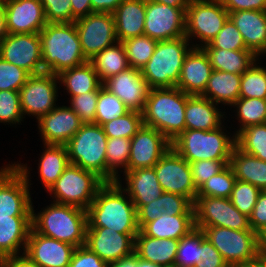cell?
Instances as JSON below:
<instances>
[{"label":"cell","mask_w":266,"mask_h":267,"mask_svg":"<svg viewBox=\"0 0 266 267\" xmlns=\"http://www.w3.org/2000/svg\"><path fill=\"white\" fill-rule=\"evenodd\" d=\"M87 227H106L122 234H138L137 210L116 182H105L87 208Z\"/></svg>","instance_id":"6da1fadb"},{"label":"cell","mask_w":266,"mask_h":267,"mask_svg":"<svg viewBox=\"0 0 266 267\" xmlns=\"http://www.w3.org/2000/svg\"><path fill=\"white\" fill-rule=\"evenodd\" d=\"M32 203L31 225L46 237L80 247L86 243L87 211L51 201L37 213Z\"/></svg>","instance_id":"7a4b0ae2"},{"label":"cell","mask_w":266,"mask_h":267,"mask_svg":"<svg viewBox=\"0 0 266 267\" xmlns=\"http://www.w3.org/2000/svg\"><path fill=\"white\" fill-rule=\"evenodd\" d=\"M39 36L43 72L58 75L88 61L83 55L75 22L47 23Z\"/></svg>","instance_id":"3957f363"},{"label":"cell","mask_w":266,"mask_h":267,"mask_svg":"<svg viewBox=\"0 0 266 267\" xmlns=\"http://www.w3.org/2000/svg\"><path fill=\"white\" fill-rule=\"evenodd\" d=\"M189 94L177 87L151 88L143 124L161 132L170 142L185 131V108Z\"/></svg>","instance_id":"277c9868"},{"label":"cell","mask_w":266,"mask_h":267,"mask_svg":"<svg viewBox=\"0 0 266 267\" xmlns=\"http://www.w3.org/2000/svg\"><path fill=\"white\" fill-rule=\"evenodd\" d=\"M224 128L225 124L211 131L185 130L171 142V146L189 163L200 160L229 161L236 146V135Z\"/></svg>","instance_id":"5b68a950"},{"label":"cell","mask_w":266,"mask_h":267,"mask_svg":"<svg viewBox=\"0 0 266 267\" xmlns=\"http://www.w3.org/2000/svg\"><path fill=\"white\" fill-rule=\"evenodd\" d=\"M192 48L185 36L158 41L150 60L141 69L149 87H176L184 59Z\"/></svg>","instance_id":"8992f818"},{"label":"cell","mask_w":266,"mask_h":267,"mask_svg":"<svg viewBox=\"0 0 266 267\" xmlns=\"http://www.w3.org/2000/svg\"><path fill=\"white\" fill-rule=\"evenodd\" d=\"M107 140L101 125L83 123L76 134L65 144L69 163L91 171L107 182Z\"/></svg>","instance_id":"52a82bcc"},{"label":"cell","mask_w":266,"mask_h":267,"mask_svg":"<svg viewBox=\"0 0 266 267\" xmlns=\"http://www.w3.org/2000/svg\"><path fill=\"white\" fill-rule=\"evenodd\" d=\"M14 163V164H13ZM10 161L0 167V218L31 216V174L27 163Z\"/></svg>","instance_id":"ba28073f"},{"label":"cell","mask_w":266,"mask_h":267,"mask_svg":"<svg viewBox=\"0 0 266 267\" xmlns=\"http://www.w3.org/2000/svg\"><path fill=\"white\" fill-rule=\"evenodd\" d=\"M104 183L95 173L69 164L47 193L53 202L87 210Z\"/></svg>","instance_id":"9c48e42d"},{"label":"cell","mask_w":266,"mask_h":267,"mask_svg":"<svg viewBox=\"0 0 266 267\" xmlns=\"http://www.w3.org/2000/svg\"><path fill=\"white\" fill-rule=\"evenodd\" d=\"M228 18L221 1L191 2L186 9L185 37L194 48H202L216 37Z\"/></svg>","instance_id":"30bf717a"},{"label":"cell","mask_w":266,"mask_h":267,"mask_svg":"<svg viewBox=\"0 0 266 267\" xmlns=\"http://www.w3.org/2000/svg\"><path fill=\"white\" fill-rule=\"evenodd\" d=\"M209 242L219 251L228 266L256 259L257 233L253 230H233L226 227H205L202 230Z\"/></svg>","instance_id":"8fae6325"},{"label":"cell","mask_w":266,"mask_h":267,"mask_svg":"<svg viewBox=\"0 0 266 267\" xmlns=\"http://www.w3.org/2000/svg\"><path fill=\"white\" fill-rule=\"evenodd\" d=\"M195 228L226 227L252 230L249 217L241 213L230 198L196 196L193 203Z\"/></svg>","instance_id":"7c38bea8"},{"label":"cell","mask_w":266,"mask_h":267,"mask_svg":"<svg viewBox=\"0 0 266 267\" xmlns=\"http://www.w3.org/2000/svg\"><path fill=\"white\" fill-rule=\"evenodd\" d=\"M58 84V76L49 72L30 75L19 91L24 117L32 115L37 121L54 109L61 89Z\"/></svg>","instance_id":"4fadbf2b"},{"label":"cell","mask_w":266,"mask_h":267,"mask_svg":"<svg viewBox=\"0 0 266 267\" xmlns=\"http://www.w3.org/2000/svg\"><path fill=\"white\" fill-rule=\"evenodd\" d=\"M75 25L83 55L88 61L118 41L112 13L94 12L76 19Z\"/></svg>","instance_id":"5bb4252c"},{"label":"cell","mask_w":266,"mask_h":267,"mask_svg":"<svg viewBox=\"0 0 266 267\" xmlns=\"http://www.w3.org/2000/svg\"><path fill=\"white\" fill-rule=\"evenodd\" d=\"M153 168L164 192L182 195L194 203L198 190L190 164L172 146Z\"/></svg>","instance_id":"9a60e30c"},{"label":"cell","mask_w":266,"mask_h":267,"mask_svg":"<svg viewBox=\"0 0 266 267\" xmlns=\"http://www.w3.org/2000/svg\"><path fill=\"white\" fill-rule=\"evenodd\" d=\"M186 10L146 0L144 35L165 41L185 36Z\"/></svg>","instance_id":"2e32d148"},{"label":"cell","mask_w":266,"mask_h":267,"mask_svg":"<svg viewBox=\"0 0 266 267\" xmlns=\"http://www.w3.org/2000/svg\"><path fill=\"white\" fill-rule=\"evenodd\" d=\"M0 57L30 75L43 72L39 33L8 34L0 41Z\"/></svg>","instance_id":"e0dca14e"},{"label":"cell","mask_w":266,"mask_h":267,"mask_svg":"<svg viewBox=\"0 0 266 267\" xmlns=\"http://www.w3.org/2000/svg\"><path fill=\"white\" fill-rule=\"evenodd\" d=\"M136 235L106 227H87L85 245L110 265L134 254Z\"/></svg>","instance_id":"ac0fdd59"},{"label":"cell","mask_w":266,"mask_h":267,"mask_svg":"<svg viewBox=\"0 0 266 267\" xmlns=\"http://www.w3.org/2000/svg\"><path fill=\"white\" fill-rule=\"evenodd\" d=\"M171 148V142L155 128L143 125L131 138L127 171L154 167Z\"/></svg>","instance_id":"d6986e66"},{"label":"cell","mask_w":266,"mask_h":267,"mask_svg":"<svg viewBox=\"0 0 266 267\" xmlns=\"http://www.w3.org/2000/svg\"><path fill=\"white\" fill-rule=\"evenodd\" d=\"M2 8L8 34L39 33L47 24L40 0H7Z\"/></svg>","instance_id":"ffe728a7"},{"label":"cell","mask_w":266,"mask_h":267,"mask_svg":"<svg viewBox=\"0 0 266 267\" xmlns=\"http://www.w3.org/2000/svg\"><path fill=\"white\" fill-rule=\"evenodd\" d=\"M35 122L42 143L54 145H65L83 124L79 116L65 105H57Z\"/></svg>","instance_id":"44dd1931"},{"label":"cell","mask_w":266,"mask_h":267,"mask_svg":"<svg viewBox=\"0 0 266 267\" xmlns=\"http://www.w3.org/2000/svg\"><path fill=\"white\" fill-rule=\"evenodd\" d=\"M76 247L54 238L29 231L24 255L41 267H69Z\"/></svg>","instance_id":"7402d4cb"},{"label":"cell","mask_w":266,"mask_h":267,"mask_svg":"<svg viewBox=\"0 0 266 267\" xmlns=\"http://www.w3.org/2000/svg\"><path fill=\"white\" fill-rule=\"evenodd\" d=\"M103 86L116 95L128 109L141 113L151 89L141 70L131 67L106 80Z\"/></svg>","instance_id":"603a6c76"},{"label":"cell","mask_w":266,"mask_h":267,"mask_svg":"<svg viewBox=\"0 0 266 267\" xmlns=\"http://www.w3.org/2000/svg\"><path fill=\"white\" fill-rule=\"evenodd\" d=\"M122 176L117 183L127 192L136 210L164 193L153 167L126 171Z\"/></svg>","instance_id":"cb8c5ba5"},{"label":"cell","mask_w":266,"mask_h":267,"mask_svg":"<svg viewBox=\"0 0 266 267\" xmlns=\"http://www.w3.org/2000/svg\"><path fill=\"white\" fill-rule=\"evenodd\" d=\"M213 68L202 48H192L184 59L176 87L189 95H201Z\"/></svg>","instance_id":"d4e9b609"},{"label":"cell","mask_w":266,"mask_h":267,"mask_svg":"<svg viewBox=\"0 0 266 267\" xmlns=\"http://www.w3.org/2000/svg\"><path fill=\"white\" fill-rule=\"evenodd\" d=\"M246 48L258 58L266 54V11L244 10L229 13ZM266 56V55H265Z\"/></svg>","instance_id":"484cf974"},{"label":"cell","mask_w":266,"mask_h":267,"mask_svg":"<svg viewBox=\"0 0 266 267\" xmlns=\"http://www.w3.org/2000/svg\"><path fill=\"white\" fill-rule=\"evenodd\" d=\"M220 110V106L211 100L200 95H190L185 108V130L211 131L221 127L227 113L226 109L224 112Z\"/></svg>","instance_id":"4316f807"},{"label":"cell","mask_w":266,"mask_h":267,"mask_svg":"<svg viewBox=\"0 0 266 267\" xmlns=\"http://www.w3.org/2000/svg\"><path fill=\"white\" fill-rule=\"evenodd\" d=\"M31 227V216L0 218V257L3 260L24 254Z\"/></svg>","instance_id":"83f0119b"},{"label":"cell","mask_w":266,"mask_h":267,"mask_svg":"<svg viewBox=\"0 0 266 267\" xmlns=\"http://www.w3.org/2000/svg\"><path fill=\"white\" fill-rule=\"evenodd\" d=\"M146 0H123L112 13L117 40L123 42L144 34Z\"/></svg>","instance_id":"f1b7e54d"},{"label":"cell","mask_w":266,"mask_h":267,"mask_svg":"<svg viewBox=\"0 0 266 267\" xmlns=\"http://www.w3.org/2000/svg\"><path fill=\"white\" fill-rule=\"evenodd\" d=\"M178 246L179 240L153 238L139 231L135 237L134 254L142 260L167 267L174 265Z\"/></svg>","instance_id":"f546056e"},{"label":"cell","mask_w":266,"mask_h":267,"mask_svg":"<svg viewBox=\"0 0 266 267\" xmlns=\"http://www.w3.org/2000/svg\"><path fill=\"white\" fill-rule=\"evenodd\" d=\"M241 75L213 70L204 92L200 95L216 105L231 106L240 95Z\"/></svg>","instance_id":"4dcf8cb0"},{"label":"cell","mask_w":266,"mask_h":267,"mask_svg":"<svg viewBox=\"0 0 266 267\" xmlns=\"http://www.w3.org/2000/svg\"><path fill=\"white\" fill-rule=\"evenodd\" d=\"M195 228L194 215H160L155 220L146 223L140 231L158 239L180 240Z\"/></svg>","instance_id":"1f68e13d"},{"label":"cell","mask_w":266,"mask_h":267,"mask_svg":"<svg viewBox=\"0 0 266 267\" xmlns=\"http://www.w3.org/2000/svg\"><path fill=\"white\" fill-rule=\"evenodd\" d=\"M57 76L59 86L64 87L70 98L90 91H99L103 86L90 61L61 71Z\"/></svg>","instance_id":"d6a6232c"},{"label":"cell","mask_w":266,"mask_h":267,"mask_svg":"<svg viewBox=\"0 0 266 267\" xmlns=\"http://www.w3.org/2000/svg\"><path fill=\"white\" fill-rule=\"evenodd\" d=\"M228 165L236 180L249 182L261 191L266 190V161L247 154L235 146Z\"/></svg>","instance_id":"836d02e7"},{"label":"cell","mask_w":266,"mask_h":267,"mask_svg":"<svg viewBox=\"0 0 266 267\" xmlns=\"http://www.w3.org/2000/svg\"><path fill=\"white\" fill-rule=\"evenodd\" d=\"M38 158V176L47 192L70 164L65 145L43 144Z\"/></svg>","instance_id":"e575fe53"},{"label":"cell","mask_w":266,"mask_h":267,"mask_svg":"<svg viewBox=\"0 0 266 267\" xmlns=\"http://www.w3.org/2000/svg\"><path fill=\"white\" fill-rule=\"evenodd\" d=\"M207 54L213 70L242 75L257 59L251 50H227L202 48Z\"/></svg>","instance_id":"d590c367"},{"label":"cell","mask_w":266,"mask_h":267,"mask_svg":"<svg viewBox=\"0 0 266 267\" xmlns=\"http://www.w3.org/2000/svg\"><path fill=\"white\" fill-rule=\"evenodd\" d=\"M89 61L93 64L102 84L112 76L130 67L127 61L126 49L120 41L97 53Z\"/></svg>","instance_id":"8d00e7d4"},{"label":"cell","mask_w":266,"mask_h":267,"mask_svg":"<svg viewBox=\"0 0 266 267\" xmlns=\"http://www.w3.org/2000/svg\"><path fill=\"white\" fill-rule=\"evenodd\" d=\"M131 139L108 138L106 145L107 182H116L127 171ZM120 173V174H119Z\"/></svg>","instance_id":"74e56055"},{"label":"cell","mask_w":266,"mask_h":267,"mask_svg":"<svg viewBox=\"0 0 266 267\" xmlns=\"http://www.w3.org/2000/svg\"><path fill=\"white\" fill-rule=\"evenodd\" d=\"M231 107L239 122L235 135L246 127L266 123V99L238 98Z\"/></svg>","instance_id":"f35d334b"},{"label":"cell","mask_w":266,"mask_h":267,"mask_svg":"<svg viewBox=\"0 0 266 267\" xmlns=\"http://www.w3.org/2000/svg\"><path fill=\"white\" fill-rule=\"evenodd\" d=\"M236 146L245 153L266 161V123L242 129L236 135Z\"/></svg>","instance_id":"ab89813d"},{"label":"cell","mask_w":266,"mask_h":267,"mask_svg":"<svg viewBox=\"0 0 266 267\" xmlns=\"http://www.w3.org/2000/svg\"><path fill=\"white\" fill-rule=\"evenodd\" d=\"M260 59L241 75L239 98L266 99V66H262Z\"/></svg>","instance_id":"60d3db41"},{"label":"cell","mask_w":266,"mask_h":267,"mask_svg":"<svg viewBox=\"0 0 266 267\" xmlns=\"http://www.w3.org/2000/svg\"><path fill=\"white\" fill-rule=\"evenodd\" d=\"M205 233L194 228L187 236L179 240V246L174 262L179 267H196L201 261V242L205 239Z\"/></svg>","instance_id":"b9f144b4"},{"label":"cell","mask_w":266,"mask_h":267,"mask_svg":"<svg viewBox=\"0 0 266 267\" xmlns=\"http://www.w3.org/2000/svg\"><path fill=\"white\" fill-rule=\"evenodd\" d=\"M131 68L142 69L150 60L158 43L147 35H140L122 42Z\"/></svg>","instance_id":"7bdbcfd3"},{"label":"cell","mask_w":266,"mask_h":267,"mask_svg":"<svg viewBox=\"0 0 266 267\" xmlns=\"http://www.w3.org/2000/svg\"><path fill=\"white\" fill-rule=\"evenodd\" d=\"M143 125L142 113L130 110L125 115L104 123L102 127L107 138L131 139Z\"/></svg>","instance_id":"ee69618b"},{"label":"cell","mask_w":266,"mask_h":267,"mask_svg":"<svg viewBox=\"0 0 266 267\" xmlns=\"http://www.w3.org/2000/svg\"><path fill=\"white\" fill-rule=\"evenodd\" d=\"M128 109L124 103L108 89L102 86L99 90V96L96 105L95 123L103 125L117 117L128 113Z\"/></svg>","instance_id":"f6af8a7d"},{"label":"cell","mask_w":266,"mask_h":267,"mask_svg":"<svg viewBox=\"0 0 266 267\" xmlns=\"http://www.w3.org/2000/svg\"><path fill=\"white\" fill-rule=\"evenodd\" d=\"M236 177L229 165L208 179L197 192V196L230 198Z\"/></svg>","instance_id":"bcb514c9"},{"label":"cell","mask_w":266,"mask_h":267,"mask_svg":"<svg viewBox=\"0 0 266 267\" xmlns=\"http://www.w3.org/2000/svg\"><path fill=\"white\" fill-rule=\"evenodd\" d=\"M24 118L19 91L0 90V123L20 125Z\"/></svg>","instance_id":"7dc6e473"},{"label":"cell","mask_w":266,"mask_h":267,"mask_svg":"<svg viewBox=\"0 0 266 267\" xmlns=\"http://www.w3.org/2000/svg\"><path fill=\"white\" fill-rule=\"evenodd\" d=\"M261 190L249 182L236 180L230 200L246 216H250Z\"/></svg>","instance_id":"c3c4849f"},{"label":"cell","mask_w":266,"mask_h":267,"mask_svg":"<svg viewBox=\"0 0 266 267\" xmlns=\"http://www.w3.org/2000/svg\"><path fill=\"white\" fill-rule=\"evenodd\" d=\"M202 48L249 50L246 48L241 33L230 18H228L224 23L222 29L216 35V37L209 44L203 46Z\"/></svg>","instance_id":"681fc988"},{"label":"cell","mask_w":266,"mask_h":267,"mask_svg":"<svg viewBox=\"0 0 266 267\" xmlns=\"http://www.w3.org/2000/svg\"><path fill=\"white\" fill-rule=\"evenodd\" d=\"M99 91H90L68 98V105L83 123H95L96 105Z\"/></svg>","instance_id":"f907efd6"},{"label":"cell","mask_w":266,"mask_h":267,"mask_svg":"<svg viewBox=\"0 0 266 267\" xmlns=\"http://www.w3.org/2000/svg\"><path fill=\"white\" fill-rule=\"evenodd\" d=\"M30 74L0 57V90L20 91Z\"/></svg>","instance_id":"816d5d0a"},{"label":"cell","mask_w":266,"mask_h":267,"mask_svg":"<svg viewBox=\"0 0 266 267\" xmlns=\"http://www.w3.org/2000/svg\"><path fill=\"white\" fill-rule=\"evenodd\" d=\"M189 164L193 182L198 190L208 179L223 170L229 161L200 160Z\"/></svg>","instance_id":"f5cc1de1"},{"label":"cell","mask_w":266,"mask_h":267,"mask_svg":"<svg viewBox=\"0 0 266 267\" xmlns=\"http://www.w3.org/2000/svg\"><path fill=\"white\" fill-rule=\"evenodd\" d=\"M47 23H72L70 0H40Z\"/></svg>","instance_id":"db71d44e"},{"label":"cell","mask_w":266,"mask_h":267,"mask_svg":"<svg viewBox=\"0 0 266 267\" xmlns=\"http://www.w3.org/2000/svg\"><path fill=\"white\" fill-rule=\"evenodd\" d=\"M162 205L168 215H194L193 203L186 197L164 192L162 194Z\"/></svg>","instance_id":"11a10c76"},{"label":"cell","mask_w":266,"mask_h":267,"mask_svg":"<svg viewBox=\"0 0 266 267\" xmlns=\"http://www.w3.org/2000/svg\"><path fill=\"white\" fill-rule=\"evenodd\" d=\"M69 267H109L97 254L86 245L76 247Z\"/></svg>","instance_id":"9f6ffc18"},{"label":"cell","mask_w":266,"mask_h":267,"mask_svg":"<svg viewBox=\"0 0 266 267\" xmlns=\"http://www.w3.org/2000/svg\"><path fill=\"white\" fill-rule=\"evenodd\" d=\"M196 267H229L219 251L205 238L201 242V261Z\"/></svg>","instance_id":"6f0895ef"},{"label":"cell","mask_w":266,"mask_h":267,"mask_svg":"<svg viewBox=\"0 0 266 267\" xmlns=\"http://www.w3.org/2000/svg\"><path fill=\"white\" fill-rule=\"evenodd\" d=\"M165 212L166 210L162 205V195L150 203L140 206L137 209V221L139 229H141L146 223L155 220Z\"/></svg>","instance_id":"680465c9"},{"label":"cell","mask_w":266,"mask_h":267,"mask_svg":"<svg viewBox=\"0 0 266 267\" xmlns=\"http://www.w3.org/2000/svg\"><path fill=\"white\" fill-rule=\"evenodd\" d=\"M249 223L255 233H258L266 226V190L260 192L254 209L249 216Z\"/></svg>","instance_id":"91938a15"},{"label":"cell","mask_w":266,"mask_h":267,"mask_svg":"<svg viewBox=\"0 0 266 267\" xmlns=\"http://www.w3.org/2000/svg\"><path fill=\"white\" fill-rule=\"evenodd\" d=\"M221 2L229 13L244 10L266 11V0H221Z\"/></svg>","instance_id":"94428289"},{"label":"cell","mask_w":266,"mask_h":267,"mask_svg":"<svg viewBox=\"0 0 266 267\" xmlns=\"http://www.w3.org/2000/svg\"><path fill=\"white\" fill-rule=\"evenodd\" d=\"M70 3L72 7V23L78 18L94 13L91 0H70Z\"/></svg>","instance_id":"6125c7cd"},{"label":"cell","mask_w":266,"mask_h":267,"mask_svg":"<svg viewBox=\"0 0 266 267\" xmlns=\"http://www.w3.org/2000/svg\"><path fill=\"white\" fill-rule=\"evenodd\" d=\"M123 0H91L93 12L113 13Z\"/></svg>","instance_id":"be15d7a7"},{"label":"cell","mask_w":266,"mask_h":267,"mask_svg":"<svg viewBox=\"0 0 266 267\" xmlns=\"http://www.w3.org/2000/svg\"><path fill=\"white\" fill-rule=\"evenodd\" d=\"M4 267H41L26 255H17L4 260Z\"/></svg>","instance_id":"e7e4bbea"},{"label":"cell","mask_w":266,"mask_h":267,"mask_svg":"<svg viewBox=\"0 0 266 267\" xmlns=\"http://www.w3.org/2000/svg\"><path fill=\"white\" fill-rule=\"evenodd\" d=\"M230 267H266V257L259 255L252 261L238 263Z\"/></svg>","instance_id":"03108f58"},{"label":"cell","mask_w":266,"mask_h":267,"mask_svg":"<svg viewBox=\"0 0 266 267\" xmlns=\"http://www.w3.org/2000/svg\"><path fill=\"white\" fill-rule=\"evenodd\" d=\"M257 239L259 254L266 257V226L257 233Z\"/></svg>","instance_id":"003e7915"},{"label":"cell","mask_w":266,"mask_h":267,"mask_svg":"<svg viewBox=\"0 0 266 267\" xmlns=\"http://www.w3.org/2000/svg\"><path fill=\"white\" fill-rule=\"evenodd\" d=\"M109 267H136V255L133 254L127 258L120 259L110 264Z\"/></svg>","instance_id":"a7ac6f4b"},{"label":"cell","mask_w":266,"mask_h":267,"mask_svg":"<svg viewBox=\"0 0 266 267\" xmlns=\"http://www.w3.org/2000/svg\"><path fill=\"white\" fill-rule=\"evenodd\" d=\"M151 1L160 3V4H166L171 7H182L185 10L190 4L188 0H151Z\"/></svg>","instance_id":"89a4df30"},{"label":"cell","mask_w":266,"mask_h":267,"mask_svg":"<svg viewBox=\"0 0 266 267\" xmlns=\"http://www.w3.org/2000/svg\"><path fill=\"white\" fill-rule=\"evenodd\" d=\"M7 35L5 29V14L3 8L0 7V41Z\"/></svg>","instance_id":"2644e50d"},{"label":"cell","mask_w":266,"mask_h":267,"mask_svg":"<svg viewBox=\"0 0 266 267\" xmlns=\"http://www.w3.org/2000/svg\"><path fill=\"white\" fill-rule=\"evenodd\" d=\"M136 267H162V266L142 260L136 256Z\"/></svg>","instance_id":"8c879c8a"},{"label":"cell","mask_w":266,"mask_h":267,"mask_svg":"<svg viewBox=\"0 0 266 267\" xmlns=\"http://www.w3.org/2000/svg\"><path fill=\"white\" fill-rule=\"evenodd\" d=\"M190 3L191 2H203V1H221V0H188Z\"/></svg>","instance_id":"753ad0ef"},{"label":"cell","mask_w":266,"mask_h":267,"mask_svg":"<svg viewBox=\"0 0 266 267\" xmlns=\"http://www.w3.org/2000/svg\"><path fill=\"white\" fill-rule=\"evenodd\" d=\"M0 267H4V260L0 257Z\"/></svg>","instance_id":"34e18365"},{"label":"cell","mask_w":266,"mask_h":267,"mask_svg":"<svg viewBox=\"0 0 266 267\" xmlns=\"http://www.w3.org/2000/svg\"><path fill=\"white\" fill-rule=\"evenodd\" d=\"M7 0H0V7H2L5 3H6Z\"/></svg>","instance_id":"11e5206c"}]
</instances>
